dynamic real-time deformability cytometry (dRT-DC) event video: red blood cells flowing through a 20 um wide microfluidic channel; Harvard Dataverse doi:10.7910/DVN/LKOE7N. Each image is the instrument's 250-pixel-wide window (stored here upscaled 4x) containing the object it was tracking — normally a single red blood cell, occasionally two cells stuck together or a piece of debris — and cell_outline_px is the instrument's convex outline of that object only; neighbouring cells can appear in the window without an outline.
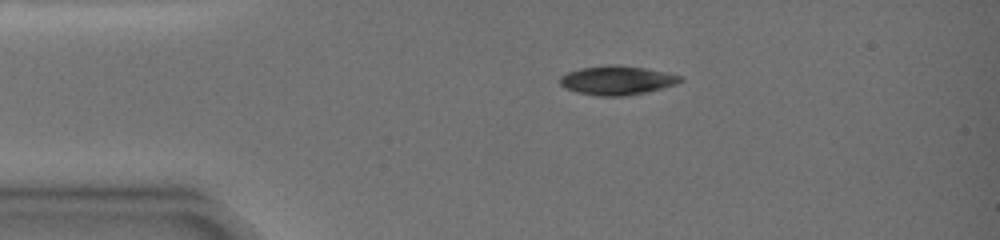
{"species": "common noctule bat (a hibernating species)", "species_latin": "Nyctalus noctula", "temperature_condition": "warm", "stored_images_in_passage": 3, "camera_frame_rate_fps": 3000, "um_per_image_px": 0.085, "animal": {"sex": "female", "body_mass_g": 19.0, "forearm_length_mm": 51.5}, "frame": {"image": 1, "passage_image": 2, "time_ms": 0.333, "image_size_px": [1000, 240], "cell_outline_px": [[684, 80], [676, 84], [648, 92], [628, 96], [596, 96], [576, 92], [564, 88], [560, 84], [560, 76], [568, 72], [580, 68], [608, 64], [620, 64], [644, 68], [684, 76]], "centroid_in_image_um": [52.45, 6.83], "position_along_channel_um": 32.6, "area_um2": 20.69}}